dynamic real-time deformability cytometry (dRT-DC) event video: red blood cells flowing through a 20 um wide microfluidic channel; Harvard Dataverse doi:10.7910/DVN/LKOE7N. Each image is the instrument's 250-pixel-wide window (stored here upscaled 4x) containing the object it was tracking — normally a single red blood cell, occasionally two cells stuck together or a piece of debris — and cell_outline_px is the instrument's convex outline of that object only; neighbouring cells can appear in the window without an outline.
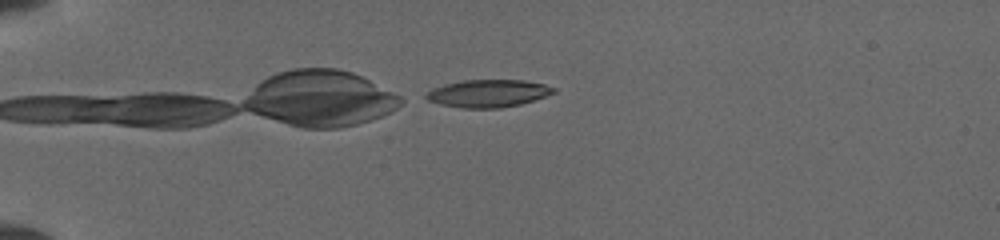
{"species": "common noctule bat (a hibernating species)", "species_latin": "Nyctalus noctula", "temperature_condition": "cold", "stored_images_in_passage": 4, "camera_frame_rate_fps": 3000, "um_per_image_px": 0.085, "animal": {"sex": "female", "body_mass_g": 19.5, "forearm_length_mm": 54.1}, "frame": {"image": 1, "passage_image": 4, "time_ms": 1.0, "image_size_px": [1000, 240], "cell_outline_px": [[556, 92], [520, 104], [500, 108], [464, 108], [440, 104], [428, 100], [424, 96], [432, 88], [444, 84], [464, 80], [524, 80], [544, 84], [556, 88]], "centroid_in_image_um": [41.48, 7.93], "position_along_channel_um": 43.5, "area_um2": 20.35}}